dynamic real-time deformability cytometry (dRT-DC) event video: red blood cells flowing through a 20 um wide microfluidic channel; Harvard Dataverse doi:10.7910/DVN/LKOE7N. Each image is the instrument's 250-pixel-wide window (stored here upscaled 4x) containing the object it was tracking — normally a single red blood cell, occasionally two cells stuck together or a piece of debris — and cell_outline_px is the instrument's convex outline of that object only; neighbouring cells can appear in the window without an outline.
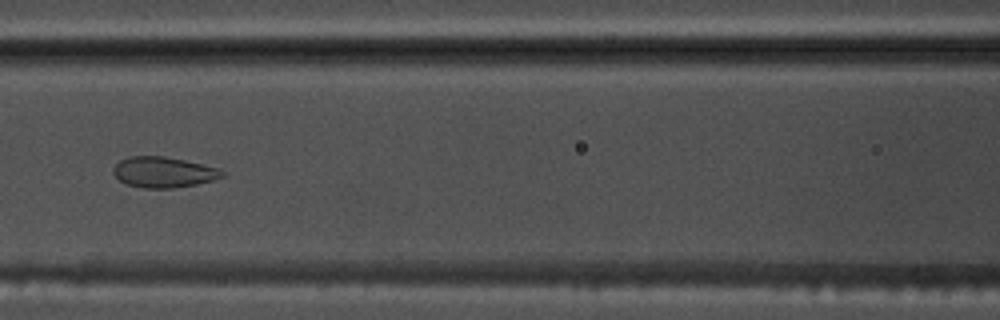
{"species": "common noctule bat (a hibernating species)", "species_latin": "Nyctalus noctula", "temperature_condition": "warm", "stored_images_in_passage": 55, "camera_frame_rate_fps": 3000, "um_per_image_px": 0.085, "animal": {"sex": "male", "body_mass_g": 17.5, "forearm_length_mm": 52.3}, "frame": {"image": 1, "passage_image": 24, "time_ms": 7.667, "image_size_px": [1000, 320], "cell_outline_px": [[224, 176], [212, 180], [196, 184], [172, 188], [144, 188], [124, 184], [112, 172], [112, 168], [120, 160], [128, 156], [164, 156], [184, 160], [220, 168], [224, 172]], "centroid_in_image_um": [13.87, 14.63], "position_along_channel_um": 152.7, "area_um2": 19.48}}
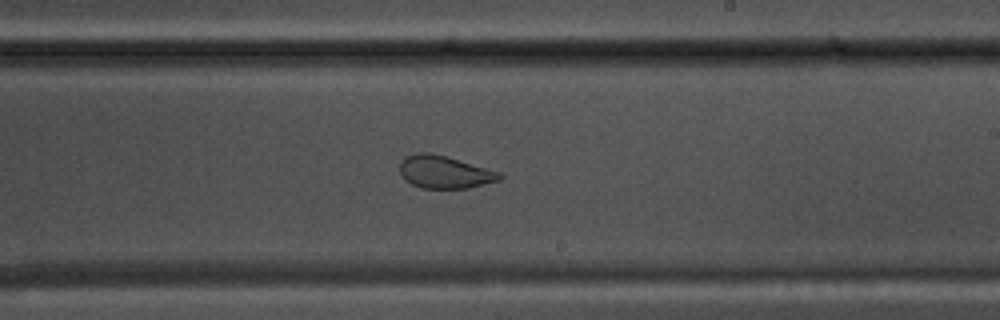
{"frame": {"image": 2, "passage_image": 32, "time_ms": 10.333, "image_size_px": [1000, 320], "cell_outline_px": [[504, 176], [500, 180], [468, 188], [420, 188], [404, 180], [400, 176], [400, 160], [404, 156], [416, 152], [428, 152], [444, 156], [500, 172]], "centroid_in_image_um": [37.73, 14.62], "position_along_channel_um": 251.3, "area_um2": 19.02}}
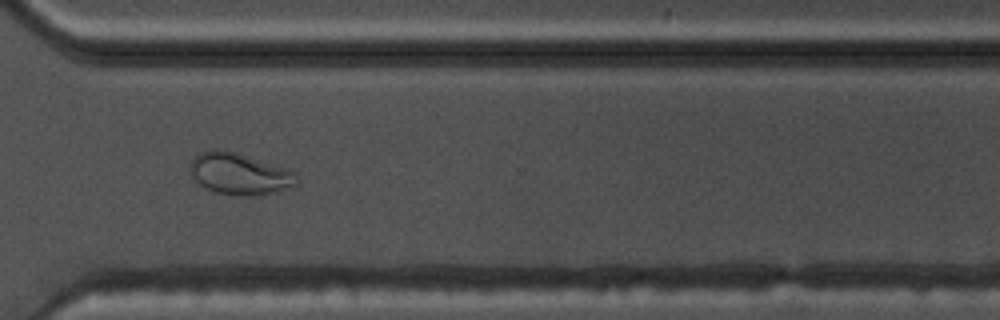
{"frame": {"image": 3, "passage_image": 40, "time_ms": 13.0, "image_size_px": [1000, 320], "cell_outline_px": [[296, 184], [280, 192], [244, 196], [216, 192], [200, 184], [192, 176], [192, 160], [200, 152], [212, 148], [216, 148], [232, 152], [296, 172]], "centroid_in_image_um": [20.36, 14.79], "position_along_channel_um": 350.2, "area_um2": 25.03}}